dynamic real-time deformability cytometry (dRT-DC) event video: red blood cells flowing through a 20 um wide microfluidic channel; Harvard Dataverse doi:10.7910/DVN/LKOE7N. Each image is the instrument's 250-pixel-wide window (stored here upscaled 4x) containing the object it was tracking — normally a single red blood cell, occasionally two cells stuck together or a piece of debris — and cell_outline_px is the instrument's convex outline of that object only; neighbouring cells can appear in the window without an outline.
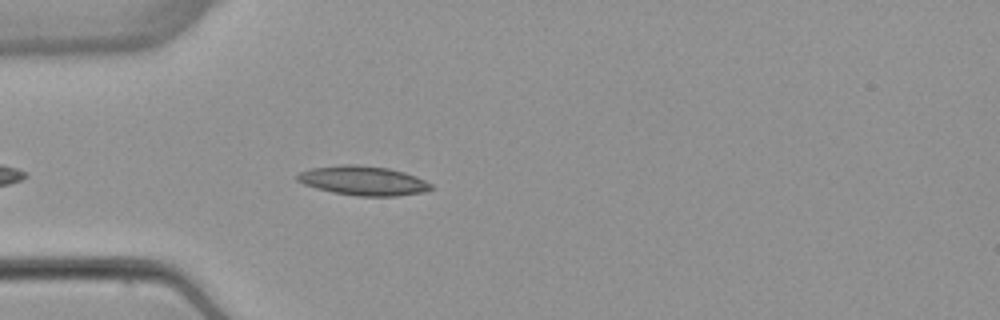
{"species": "common noctule bat (a hibernating species)", "species_latin": "Nyctalus noctula", "temperature_condition": "warm", "stored_images_in_passage": 4, "camera_frame_rate_fps": 3000, "um_per_image_px": 0.085, "animal": {"sex": "female", "body_mass_g": 22.7, "forearm_length_mm": 54.2}, "frame": {"image": 1, "passage_image": 4, "time_ms": 3.333, "image_size_px": [1000, 320], "cell_outline_px": [[432, 188], [424, 192], [396, 196], [356, 196], [332, 192], [316, 188], [304, 184], [296, 180], [296, 176], [300, 172], [312, 168], [344, 164], [356, 164], [388, 168], [404, 172], [416, 176], [432, 184]], "centroid_in_image_um": [30.87, 15.36], "position_along_channel_um": 54.1, "area_um2": 22.83}}